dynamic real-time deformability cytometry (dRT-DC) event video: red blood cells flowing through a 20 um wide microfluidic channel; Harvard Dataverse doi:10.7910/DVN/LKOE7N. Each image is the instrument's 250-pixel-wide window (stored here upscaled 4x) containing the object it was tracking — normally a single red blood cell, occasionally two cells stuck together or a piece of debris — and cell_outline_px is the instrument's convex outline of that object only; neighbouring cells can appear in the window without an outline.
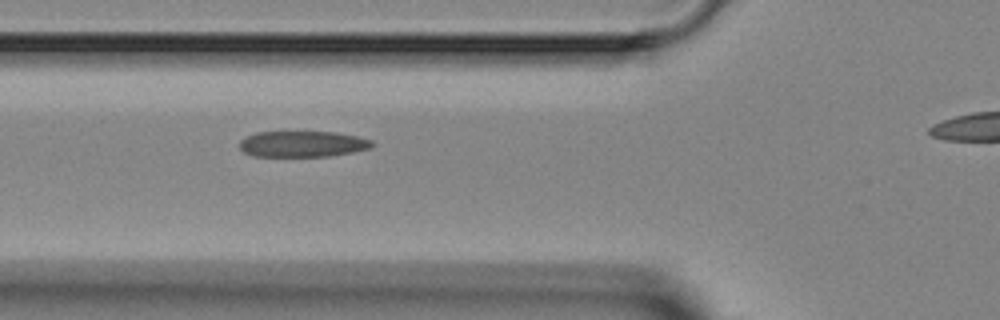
{"species": "Egyptian fruit bat (a non-hibernating species)", "species_latin": "Rousettus aegyptiacus", "temperature_condition": "room temperature", "stored_images_in_passage": 6, "segment_of_instrument_passage": [1, 2], "camera_frame_rate_fps": 3000, "um_per_image_px": 0.085, "animal": {"sex": "female"}, "frame": {"image": 1, "passage_image": 5, "time_ms": 5.667, "image_size_px": [1000, 320], "cell_outline_px": [[376, 144], [372, 148], [352, 152], [328, 156], [252, 156], [244, 152], [240, 148], [240, 140], [244, 136], [256, 132], [336, 132], [356, 136], [372, 140]], "centroid_in_image_um": [25.72, 12.23], "position_along_channel_um": 100.1, "area_um2": 20.17}}